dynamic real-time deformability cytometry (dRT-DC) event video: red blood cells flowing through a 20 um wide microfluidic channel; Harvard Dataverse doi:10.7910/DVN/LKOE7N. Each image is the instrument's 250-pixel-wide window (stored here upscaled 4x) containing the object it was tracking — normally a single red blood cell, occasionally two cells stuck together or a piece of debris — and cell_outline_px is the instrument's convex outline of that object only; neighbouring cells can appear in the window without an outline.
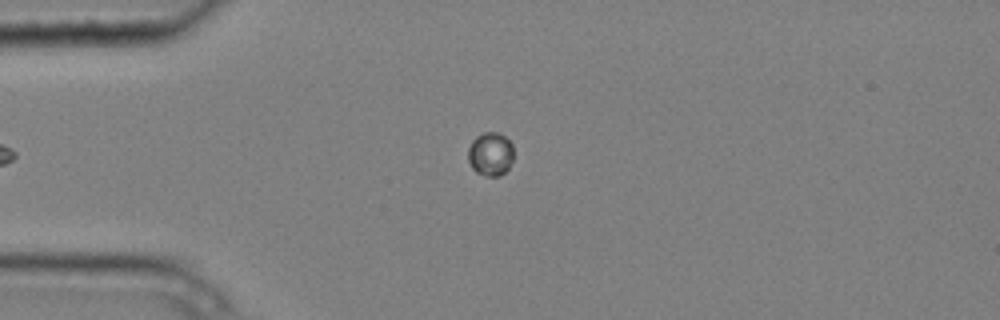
{"species": "common noctule bat (a hibernating species)", "species_latin": "Nyctalus noctula", "temperature_condition": "cold", "stored_images_in_passage": 4, "camera_frame_rate_fps": 3000, "um_per_image_px": 0.085, "animal": {"sex": "male", "body_mass_g": 20.4}, "frame": {"image": 1, "passage_image": 4, "time_ms": 1.0, "image_size_px": [1000, 320], "cell_outline_px": [[512, 160], [508, 168], [500, 176], [488, 176], [476, 172], [472, 168], [468, 160], [468, 148], [472, 140], [476, 136], [484, 132], [496, 132], [504, 136], [512, 144]], "centroid_in_image_um": [41.67, 13.09], "position_along_channel_um": 43.3, "area_um2": 11.5}}